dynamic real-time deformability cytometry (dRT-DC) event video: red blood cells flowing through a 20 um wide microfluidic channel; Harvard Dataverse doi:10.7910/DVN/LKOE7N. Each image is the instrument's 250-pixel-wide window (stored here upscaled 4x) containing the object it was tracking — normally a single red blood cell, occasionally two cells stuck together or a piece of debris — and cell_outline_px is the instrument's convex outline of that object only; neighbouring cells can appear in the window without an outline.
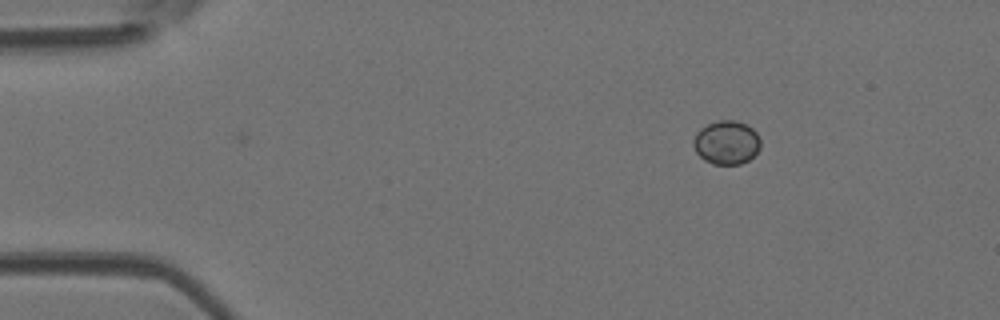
{"species": "Egyptian fruit bat (a non-hibernating species)", "species_latin": "Rousettus aegyptiacus", "temperature_condition": "room temperature", "stored_images_in_passage": 2, "camera_frame_rate_fps": 3000, "um_per_image_px": 0.085, "animal": {"sex": "female"}, "frame": {"image": 1, "passage_image": 1, "time_ms": 0.0, "image_size_px": [1000, 320], "cell_outline_px": [[760, 148], [748, 160], [740, 164], [712, 164], [704, 160], [696, 152], [692, 144], [692, 140], [696, 132], [700, 128], [708, 124], [720, 120], [736, 120], [752, 128], [756, 132], [760, 140]], "centroid_in_image_um": [61.72, 12.11], "position_along_channel_um": 23.3, "area_um2": 17.11}}